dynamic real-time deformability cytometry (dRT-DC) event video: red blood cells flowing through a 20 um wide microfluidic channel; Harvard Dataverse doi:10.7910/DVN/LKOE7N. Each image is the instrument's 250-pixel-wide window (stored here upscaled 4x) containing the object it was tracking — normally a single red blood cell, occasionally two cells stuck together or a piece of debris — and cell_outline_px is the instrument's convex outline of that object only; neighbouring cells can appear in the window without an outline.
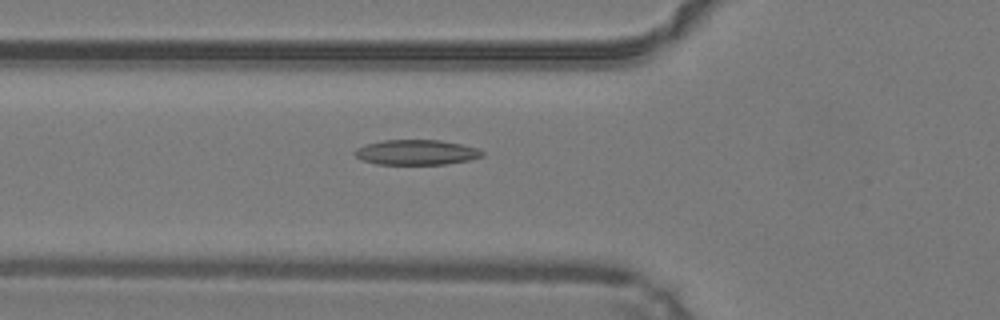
{"species": "common noctule bat (a hibernating species)", "species_latin": "Nyctalus noctula", "temperature_condition": "warm", "stored_images_in_passage": 46, "camera_frame_rate_fps": 3000, "um_per_image_px": 0.085, "animal": {"sex": "male", "body_mass_g": 19.2, "forearm_length_mm": 51.8}, "frame": {"image": 1, "passage_image": 15, "time_ms": 4.667, "image_size_px": [1000, 320], "cell_outline_px": [[484, 156], [468, 160], [444, 164], [376, 164], [364, 160], [356, 156], [352, 152], [356, 148], [368, 144], [384, 140], [440, 140], [460, 144], [476, 148], [484, 152]], "centroid_in_image_um": [35.39, 12.95], "position_along_channel_um": 90.4, "area_um2": 18.44}}
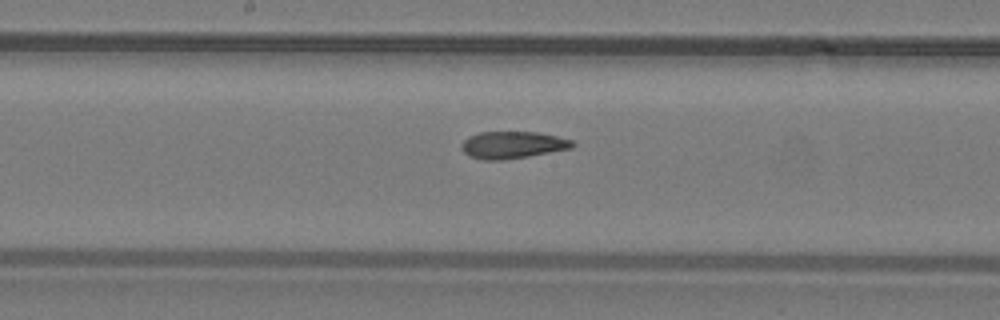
{"frame": {"image": 2, "passage_image": 23, "time_ms": 7.333, "image_size_px": [1000, 320], "cell_outline_px": [[576, 144], [572, 148], [528, 156], [504, 160], [484, 160], [468, 156], [460, 148], [460, 144], [468, 136], [480, 132], [536, 132], [556, 136], [572, 140]], "centroid_in_image_um": [43.53, 12.32], "position_along_channel_um": 204.7, "area_um2": 17.57}}
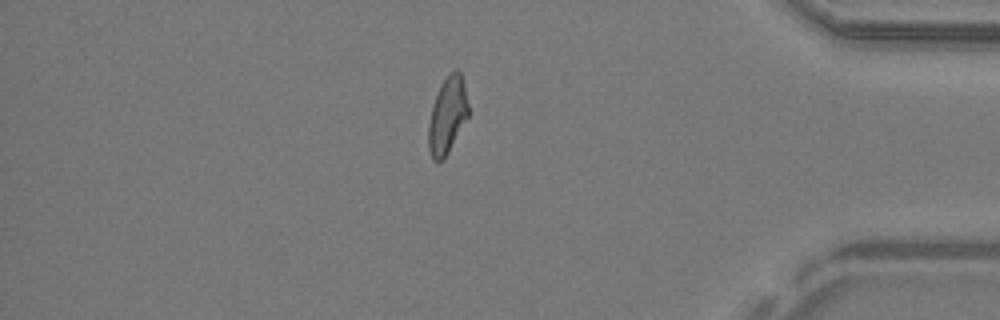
{"frame": {"image": 3, "passage_image": 39, "time_ms": 12.667, "image_size_px": [1000, 320], "cell_outline_px": [[468, 116], [444, 160], [432, 160], [428, 148], [428, 124], [432, 104], [440, 84], [448, 72], [456, 68], [460, 72], [468, 104]], "centroid_in_image_um": [38.0, 9.8], "position_along_channel_um": 397.2, "area_um2": 17.86}, "authors_computed_cell_mechanics": {"area_um2": 18.2937, "velocity_mm_per_s": 4.2706, "shape_relaxation_time_tau1_ms": null, "shape_relaxation_time_tau2_ms": 2.9449, "deformation_change_tau1": null, "deformation_change_tau2": 0.1051}}